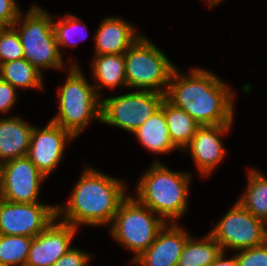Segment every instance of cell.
I'll return each mask as SVG.
<instances>
[{
	"mask_svg": "<svg viewBox=\"0 0 267 266\" xmlns=\"http://www.w3.org/2000/svg\"><path fill=\"white\" fill-rule=\"evenodd\" d=\"M233 93L218 77L201 69H193L185 77L174 69L165 98L204 125L231 124Z\"/></svg>",
	"mask_w": 267,
	"mask_h": 266,
	"instance_id": "1",
	"label": "cell"
},
{
	"mask_svg": "<svg viewBox=\"0 0 267 266\" xmlns=\"http://www.w3.org/2000/svg\"><path fill=\"white\" fill-rule=\"evenodd\" d=\"M124 189L120 180L92 168L86 169L68 201L62 222L76 228L82 223L95 226L108 224L127 197Z\"/></svg>",
	"mask_w": 267,
	"mask_h": 266,
	"instance_id": "2",
	"label": "cell"
},
{
	"mask_svg": "<svg viewBox=\"0 0 267 266\" xmlns=\"http://www.w3.org/2000/svg\"><path fill=\"white\" fill-rule=\"evenodd\" d=\"M189 181V174L175 173L155 162L140 180L137 201L162 219H176L187 209Z\"/></svg>",
	"mask_w": 267,
	"mask_h": 266,
	"instance_id": "3",
	"label": "cell"
},
{
	"mask_svg": "<svg viewBox=\"0 0 267 266\" xmlns=\"http://www.w3.org/2000/svg\"><path fill=\"white\" fill-rule=\"evenodd\" d=\"M72 67L59 93L60 112L51 121L75 137L92 117L101 120V101L96 89L87 83L78 66Z\"/></svg>",
	"mask_w": 267,
	"mask_h": 266,
	"instance_id": "4",
	"label": "cell"
},
{
	"mask_svg": "<svg viewBox=\"0 0 267 266\" xmlns=\"http://www.w3.org/2000/svg\"><path fill=\"white\" fill-rule=\"evenodd\" d=\"M124 59L127 87L166 93L175 66L157 46L141 36L124 53ZM160 86L166 88L163 90Z\"/></svg>",
	"mask_w": 267,
	"mask_h": 266,
	"instance_id": "5",
	"label": "cell"
},
{
	"mask_svg": "<svg viewBox=\"0 0 267 266\" xmlns=\"http://www.w3.org/2000/svg\"><path fill=\"white\" fill-rule=\"evenodd\" d=\"M152 213L150 208L127 196L113 218L112 236L134 251L135 259L150 247L158 232L167 225L162 217L156 218Z\"/></svg>",
	"mask_w": 267,
	"mask_h": 266,
	"instance_id": "6",
	"label": "cell"
},
{
	"mask_svg": "<svg viewBox=\"0 0 267 266\" xmlns=\"http://www.w3.org/2000/svg\"><path fill=\"white\" fill-rule=\"evenodd\" d=\"M19 28L24 59L38 71L40 68H62V58L56 40L51 16L40 7L33 6Z\"/></svg>",
	"mask_w": 267,
	"mask_h": 266,
	"instance_id": "7",
	"label": "cell"
},
{
	"mask_svg": "<svg viewBox=\"0 0 267 266\" xmlns=\"http://www.w3.org/2000/svg\"><path fill=\"white\" fill-rule=\"evenodd\" d=\"M165 94L137 91L101 101V122L130 132L141 126L161 106Z\"/></svg>",
	"mask_w": 267,
	"mask_h": 266,
	"instance_id": "8",
	"label": "cell"
},
{
	"mask_svg": "<svg viewBox=\"0 0 267 266\" xmlns=\"http://www.w3.org/2000/svg\"><path fill=\"white\" fill-rule=\"evenodd\" d=\"M265 226V221L255 217L237 202L209 234L220 245L222 251L226 247L243 250L267 241Z\"/></svg>",
	"mask_w": 267,
	"mask_h": 266,
	"instance_id": "9",
	"label": "cell"
},
{
	"mask_svg": "<svg viewBox=\"0 0 267 266\" xmlns=\"http://www.w3.org/2000/svg\"><path fill=\"white\" fill-rule=\"evenodd\" d=\"M62 211V207L39 202L13 203L0 198V234L35 237Z\"/></svg>",
	"mask_w": 267,
	"mask_h": 266,
	"instance_id": "10",
	"label": "cell"
},
{
	"mask_svg": "<svg viewBox=\"0 0 267 266\" xmlns=\"http://www.w3.org/2000/svg\"><path fill=\"white\" fill-rule=\"evenodd\" d=\"M46 176L27 157L4 162L0 198L13 203L38 202L41 181Z\"/></svg>",
	"mask_w": 267,
	"mask_h": 266,
	"instance_id": "11",
	"label": "cell"
},
{
	"mask_svg": "<svg viewBox=\"0 0 267 266\" xmlns=\"http://www.w3.org/2000/svg\"><path fill=\"white\" fill-rule=\"evenodd\" d=\"M74 136L59 125L50 121L43 129L33 128L27 157L45 176L58 166L66 140Z\"/></svg>",
	"mask_w": 267,
	"mask_h": 266,
	"instance_id": "12",
	"label": "cell"
},
{
	"mask_svg": "<svg viewBox=\"0 0 267 266\" xmlns=\"http://www.w3.org/2000/svg\"><path fill=\"white\" fill-rule=\"evenodd\" d=\"M54 222L33 237L25 266H52L71 248L77 228L65 222Z\"/></svg>",
	"mask_w": 267,
	"mask_h": 266,
	"instance_id": "13",
	"label": "cell"
},
{
	"mask_svg": "<svg viewBox=\"0 0 267 266\" xmlns=\"http://www.w3.org/2000/svg\"><path fill=\"white\" fill-rule=\"evenodd\" d=\"M166 225L158 232L155 241L133 263L142 266H177L183 248L190 237L177 224Z\"/></svg>",
	"mask_w": 267,
	"mask_h": 266,
	"instance_id": "14",
	"label": "cell"
},
{
	"mask_svg": "<svg viewBox=\"0 0 267 266\" xmlns=\"http://www.w3.org/2000/svg\"><path fill=\"white\" fill-rule=\"evenodd\" d=\"M230 127L231 124L200 126L187 145L202 175H209L224 157L226 151L219 136Z\"/></svg>",
	"mask_w": 267,
	"mask_h": 266,
	"instance_id": "15",
	"label": "cell"
},
{
	"mask_svg": "<svg viewBox=\"0 0 267 266\" xmlns=\"http://www.w3.org/2000/svg\"><path fill=\"white\" fill-rule=\"evenodd\" d=\"M134 32L121 18L105 19L95 37L96 55L124 54L141 37Z\"/></svg>",
	"mask_w": 267,
	"mask_h": 266,
	"instance_id": "16",
	"label": "cell"
},
{
	"mask_svg": "<svg viewBox=\"0 0 267 266\" xmlns=\"http://www.w3.org/2000/svg\"><path fill=\"white\" fill-rule=\"evenodd\" d=\"M33 128L17 117L0 119V160L3 159V163L27 156Z\"/></svg>",
	"mask_w": 267,
	"mask_h": 266,
	"instance_id": "17",
	"label": "cell"
},
{
	"mask_svg": "<svg viewBox=\"0 0 267 266\" xmlns=\"http://www.w3.org/2000/svg\"><path fill=\"white\" fill-rule=\"evenodd\" d=\"M132 133L151 152L167 153L176 148L169 137L165 113L161 107Z\"/></svg>",
	"mask_w": 267,
	"mask_h": 266,
	"instance_id": "18",
	"label": "cell"
},
{
	"mask_svg": "<svg viewBox=\"0 0 267 266\" xmlns=\"http://www.w3.org/2000/svg\"><path fill=\"white\" fill-rule=\"evenodd\" d=\"M165 113L169 137L173 145L178 148H185L201 126L187 112L171 104L166 98L160 106Z\"/></svg>",
	"mask_w": 267,
	"mask_h": 266,
	"instance_id": "19",
	"label": "cell"
},
{
	"mask_svg": "<svg viewBox=\"0 0 267 266\" xmlns=\"http://www.w3.org/2000/svg\"><path fill=\"white\" fill-rule=\"evenodd\" d=\"M92 64L93 75L100 81V84L94 86L95 89L104 85L109 88L120 84L127 86L124 54L96 55Z\"/></svg>",
	"mask_w": 267,
	"mask_h": 266,
	"instance_id": "20",
	"label": "cell"
},
{
	"mask_svg": "<svg viewBox=\"0 0 267 266\" xmlns=\"http://www.w3.org/2000/svg\"><path fill=\"white\" fill-rule=\"evenodd\" d=\"M221 252L220 245L210 234L200 241L189 237L177 266H210Z\"/></svg>",
	"mask_w": 267,
	"mask_h": 266,
	"instance_id": "21",
	"label": "cell"
},
{
	"mask_svg": "<svg viewBox=\"0 0 267 266\" xmlns=\"http://www.w3.org/2000/svg\"><path fill=\"white\" fill-rule=\"evenodd\" d=\"M246 194L238 201L255 217L267 222V178L258 170H250Z\"/></svg>",
	"mask_w": 267,
	"mask_h": 266,
	"instance_id": "22",
	"label": "cell"
},
{
	"mask_svg": "<svg viewBox=\"0 0 267 266\" xmlns=\"http://www.w3.org/2000/svg\"><path fill=\"white\" fill-rule=\"evenodd\" d=\"M0 78L15 88L42 87L41 72L24 58L0 64Z\"/></svg>",
	"mask_w": 267,
	"mask_h": 266,
	"instance_id": "23",
	"label": "cell"
},
{
	"mask_svg": "<svg viewBox=\"0 0 267 266\" xmlns=\"http://www.w3.org/2000/svg\"><path fill=\"white\" fill-rule=\"evenodd\" d=\"M33 237L0 234V264L25 266Z\"/></svg>",
	"mask_w": 267,
	"mask_h": 266,
	"instance_id": "24",
	"label": "cell"
},
{
	"mask_svg": "<svg viewBox=\"0 0 267 266\" xmlns=\"http://www.w3.org/2000/svg\"><path fill=\"white\" fill-rule=\"evenodd\" d=\"M16 24L5 27L0 33V64L24 58Z\"/></svg>",
	"mask_w": 267,
	"mask_h": 266,
	"instance_id": "25",
	"label": "cell"
},
{
	"mask_svg": "<svg viewBox=\"0 0 267 266\" xmlns=\"http://www.w3.org/2000/svg\"><path fill=\"white\" fill-rule=\"evenodd\" d=\"M235 256L238 266H267V241L262 245L239 250Z\"/></svg>",
	"mask_w": 267,
	"mask_h": 266,
	"instance_id": "26",
	"label": "cell"
},
{
	"mask_svg": "<svg viewBox=\"0 0 267 266\" xmlns=\"http://www.w3.org/2000/svg\"><path fill=\"white\" fill-rule=\"evenodd\" d=\"M80 25L79 19L75 16L68 15L64 17L63 20H59L58 22H53V28L56 36V40L58 46L63 45V47L70 46L69 40L71 38L72 33H76L78 30V26ZM82 31V28H81ZM80 32V31H78ZM83 40V39H82ZM66 45V46H65ZM76 44H72L71 46H75Z\"/></svg>",
	"mask_w": 267,
	"mask_h": 266,
	"instance_id": "27",
	"label": "cell"
},
{
	"mask_svg": "<svg viewBox=\"0 0 267 266\" xmlns=\"http://www.w3.org/2000/svg\"><path fill=\"white\" fill-rule=\"evenodd\" d=\"M17 6L15 0H0V23L11 27L19 22L21 13Z\"/></svg>",
	"mask_w": 267,
	"mask_h": 266,
	"instance_id": "28",
	"label": "cell"
},
{
	"mask_svg": "<svg viewBox=\"0 0 267 266\" xmlns=\"http://www.w3.org/2000/svg\"><path fill=\"white\" fill-rule=\"evenodd\" d=\"M90 256L79 249L70 248L52 266H86Z\"/></svg>",
	"mask_w": 267,
	"mask_h": 266,
	"instance_id": "29",
	"label": "cell"
},
{
	"mask_svg": "<svg viewBox=\"0 0 267 266\" xmlns=\"http://www.w3.org/2000/svg\"><path fill=\"white\" fill-rule=\"evenodd\" d=\"M15 87L0 78V112L8 111L16 101Z\"/></svg>",
	"mask_w": 267,
	"mask_h": 266,
	"instance_id": "30",
	"label": "cell"
},
{
	"mask_svg": "<svg viewBox=\"0 0 267 266\" xmlns=\"http://www.w3.org/2000/svg\"><path fill=\"white\" fill-rule=\"evenodd\" d=\"M210 266H238V263L235 256L232 259L224 260V251H222Z\"/></svg>",
	"mask_w": 267,
	"mask_h": 266,
	"instance_id": "31",
	"label": "cell"
},
{
	"mask_svg": "<svg viewBox=\"0 0 267 266\" xmlns=\"http://www.w3.org/2000/svg\"><path fill=\"white\" fill-rule=\"evenodd\" d=\"M3 161L0 160V189L2 184V173H3Z\"/></svg>",
	"mask_w": 267,
	"mask_h": 266,
	"instance_id": "32",
	"label": "cell"
},
{
	"mask_svg": "<svg viewBox=\"0 0 267 266\" xmlns=\"http://www.w3.org/2000/svg\"><path fill=\"white\" fill-rule=\"evenodd\" d=\"M210 2V6L216 5L218 2L222 1V0H209Z\"/></svg>",
	"mask_w": 267,
	"mask_h": 266,
	"instance_id": "33",
	"label": "cell"
},
{
	"mask_svg": "<svg viewBox=\"0 0 267 266\" xmlns=\"http://www.w3.org/2000/svg\"><path fill=\"white\" fill-rule=\"evenodd\" d=\"M5 27H6L5 25H3L2 23H0V33L4 30Z\"/></svg>",
	"mask_w": 267,
	"mask_h": 266,
	"instance_id": "34",
	"label": "cell"
}]
</instances>
